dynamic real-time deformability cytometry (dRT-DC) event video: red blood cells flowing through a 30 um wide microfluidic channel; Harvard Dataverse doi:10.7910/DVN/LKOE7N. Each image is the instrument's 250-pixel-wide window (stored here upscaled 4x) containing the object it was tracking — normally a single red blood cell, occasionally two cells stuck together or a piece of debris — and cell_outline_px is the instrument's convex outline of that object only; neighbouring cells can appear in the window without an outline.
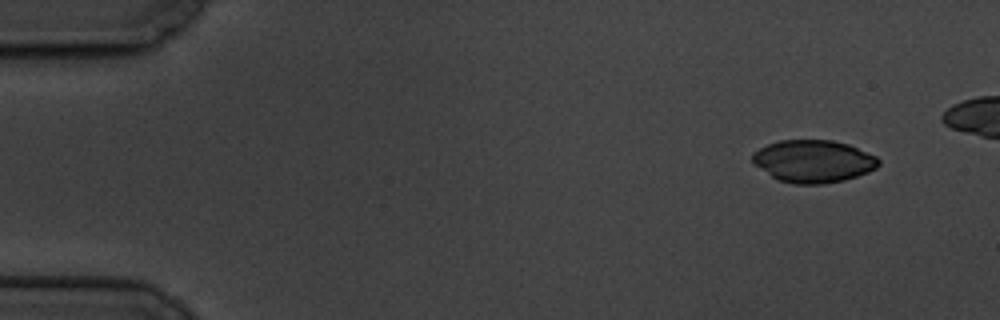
{"species": "common noctule bat (a hibernating species)", "species_latin": "Nyctalus noctula", "temperature_condition": "cold", "stored_images_in_passage": 5, "camera_frame_rate_fps": 3000, "um_per_image_px": 0.085, "animal": {"sex": "male", "body_mass_g": 19.5, "forearm_length_mm": 54.6}, "frame": {"image": 1, "passage_image": 1, "time_ms": 0.0, "image_size_px": [1000, 320], "cell_outline_px": [[880, 164], [876, 168], [868, 172], [844, 180], [824, 184], [792, 184], [776, 180], [756, 164], [752, 160], [752, 152], [768, 144], [780, 140], [832, 140], [848, 144], [876, 156], [880, 160]], "centroid_in_image_um": [69.14, 13.71], "position_along_channel_um": 15.9, "area_um2": 31.21}}